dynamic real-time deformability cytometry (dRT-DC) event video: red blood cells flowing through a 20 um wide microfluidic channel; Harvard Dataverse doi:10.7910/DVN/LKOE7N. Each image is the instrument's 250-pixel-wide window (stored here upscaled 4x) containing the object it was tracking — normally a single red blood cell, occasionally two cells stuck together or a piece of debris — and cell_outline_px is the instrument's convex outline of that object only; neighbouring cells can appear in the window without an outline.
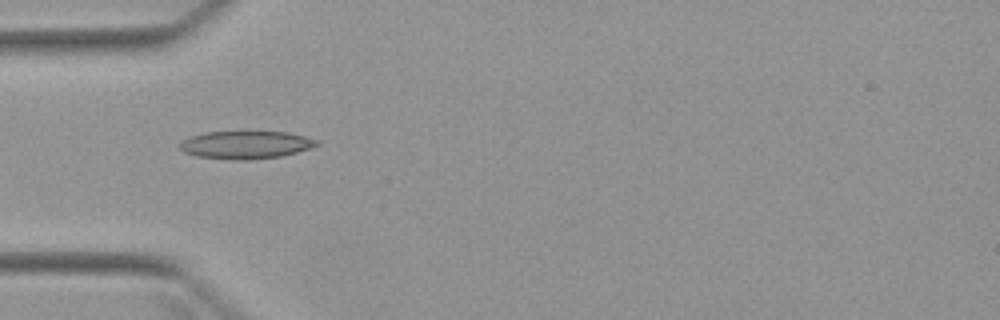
{"species": "Egyptian fruit bat (a non-hibernating species)", "species_latin": "Rousettus aegyptiacus", "temperature_condition": "warm", "stored_images_in_passage": 6, "camera_frame_rate_fps": 3000, "um_per_image_px": 0.085, "animal": {"sex": "female"}, "frame": {"image": 1, "passage_image": 3, "time_ms": 2.333, "image_size_px": [1000, 320], "cell_outline_px": [[320, 144], [312, 148], [280, 156], [252, 160], [228, 160], [196, 156], [184, 152], [180, 148], [180, 144], [184, 140], [192, 136], [204, 132], [288, 132], [320, 140]], "centroid_in_image_um": [20.93, 12.32], "position_along_channel_um": 64.1, "area_um2": 22.25}}
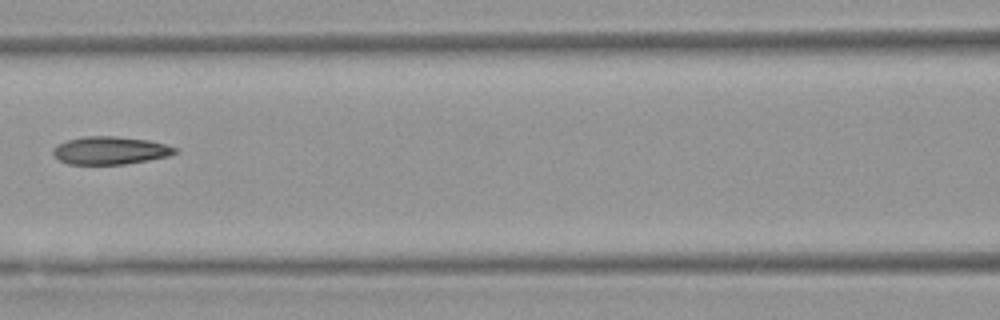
{"frame": {"image": 2, "passage_image": 5, "time_ms": 4.667, "image_size_px": [1000, 320], "cell_outline_px": [[176, 152], [168, 156], [148, 160], [124, 164], [68, 164], [60, 160], [52, 152], [52, 148], [56, 144], [68, 140], [84, 136], [112, 136], [148, 140], [164, 144], [176, 148]], "centroid_in_image_um": [9.32, 12.79], "position_along_channel_um": 157.3, "area_um2": 19.59}}
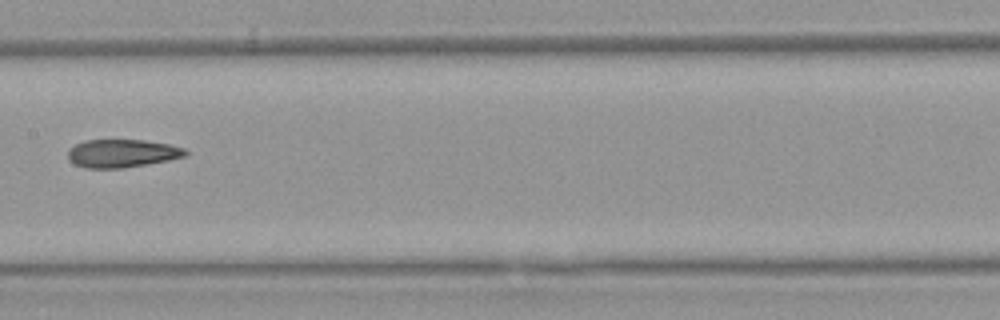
{"frame": {"image": 3, "passage_image": 6, "time_ms": 5.667, "image_size_px": [1000, 320], "cell_outline_px": [[188, 152], [184, 156], [168, 160], [148, 164], [124, 168], [84, 168], [68, 160], [68, 152], [76, 144], [84, 140], [144, 140], [168, 144], [184, 148]], "centroid_in_image_um": [10.37, 13.04], "position_along_channel_um": 197.0, "area_um2": 19.13}}